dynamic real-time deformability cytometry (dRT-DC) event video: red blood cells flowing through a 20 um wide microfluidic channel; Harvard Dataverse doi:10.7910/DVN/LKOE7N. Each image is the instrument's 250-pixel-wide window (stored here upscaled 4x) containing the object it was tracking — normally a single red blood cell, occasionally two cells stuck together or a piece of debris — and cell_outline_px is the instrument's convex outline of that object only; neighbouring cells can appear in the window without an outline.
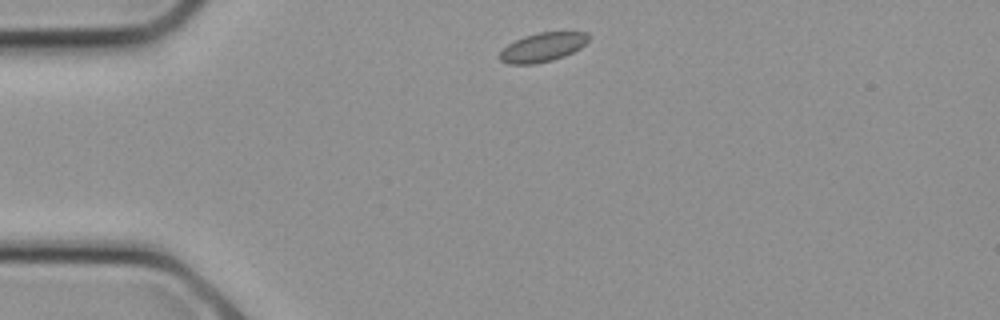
{"species": "common noctule bat (a hibernating species)", "species_latin": "Nyctalus noctula", "temperature_condition": "cold", "stored_images_in_passage": 8, "camera_frame_rate_fps": 3000, "um_per_image_px": 0.085, "animal": {"sex": "female", "body_mass_g": 21.9}, "frame": {"image": 1, "passage_image": 1, "time_ms": 0.0, "image_size_px": [1000, 320], "cell_outline_px": [[588, 40], [580, 48], [564, 56], [552, 60], [532, 64], [508, 64], [500, 60], [500, 52], [508, 44], [524, 36], [540, 32], [584, 32], [588, 36]], "centroid_in_image_um": [46.1, 4.02], "position_along_channel_um": 38.9, "area_um2": 14.74}}
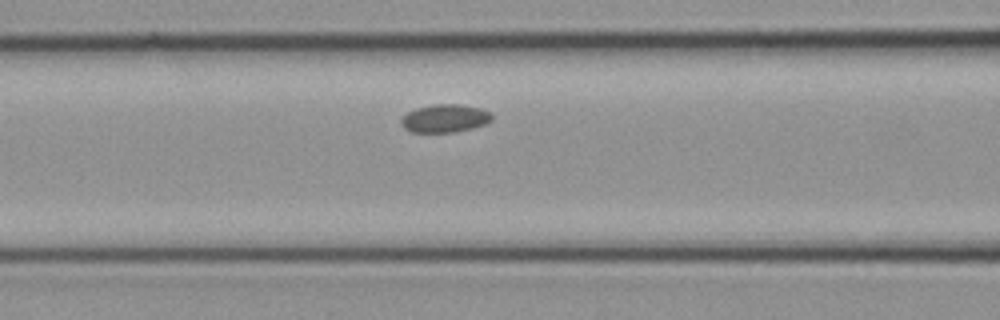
{"frame": {"image": 2, "passage_image": 6, "time_ms": 1.667, "image_size_px": [1000, 320], "cell_outline_px": [[492, 120], [484, 124], [472, 128], [456, 132], [412, 132], [404, 128], [400, 124], [400, 120], [408, 112], [416, 108], [432, 104], [460, 104], [480, 108], [488, 112], [492, 116]], "centroid_in_image_um": [37.79, 10.06], "position_along_channel_um": 128.8, "area_um2": 14.8}}
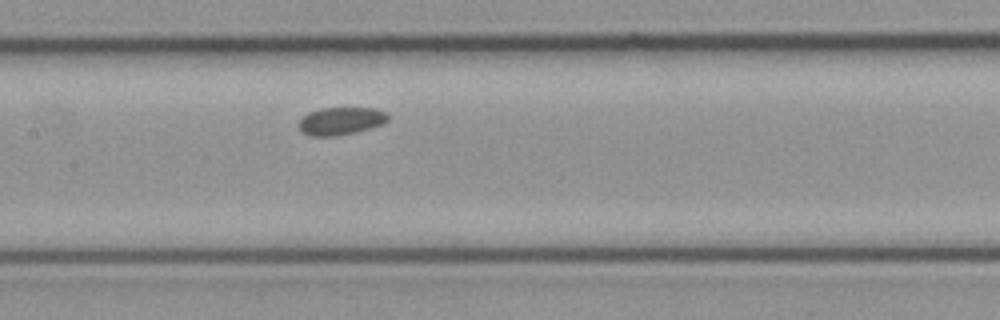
{"frame": {"image": 3, "passage_image": 8, "time_ms": 2.333, "image_size_px": [1000, 320], "cell_outline_px": [[388, 120], [384, 124], [356, 132], [336, 136], [312, 136], [300, 132], [296, 124], [300, 116], [308, 112], [324, 108], [376, 108], [388, 112]], "centroid_in_image_um": [28.93, 10.28], "position_along_channel_um": 178.5, "area_um2": 14.8}}